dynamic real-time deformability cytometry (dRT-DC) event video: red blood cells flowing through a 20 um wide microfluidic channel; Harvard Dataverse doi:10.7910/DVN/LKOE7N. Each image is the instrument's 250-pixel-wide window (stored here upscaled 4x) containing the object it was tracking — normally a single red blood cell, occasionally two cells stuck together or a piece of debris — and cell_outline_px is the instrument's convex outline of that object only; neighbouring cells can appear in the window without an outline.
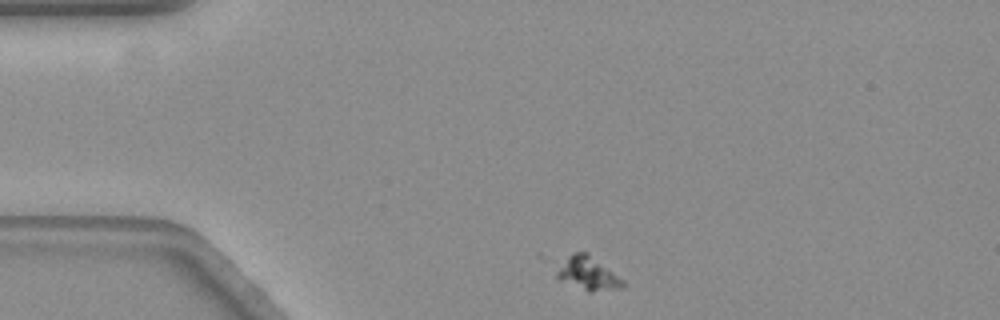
{"species": "common noctule bat (a hibernating species)", "species_latin": "Nyctalus noctula", "temperature_condition": "warm", "stored_images_in_passage": 50, "camera_frame_rate_fps": 3000, "um_per_image_px": 0.085, "animal": {"sex": "female", "body_mass_g": 19.3, "forearm_length_mm": 54.1}, "frame": {"image": 1, "passage_image": 1, "time_ms": 0.0, "image_size_px": [1000, 320], "cell_outline_px": [[624, 284], [612, 288], [592, 292], [588, 292], [556, 280], [556, 264], [560, 260], [572, 252], [588, 252], [624, 280]], "centroid_in_image_um": [49.84, 23.2], "position_along_channel_um": 35.2, "area_um2": 13.18}}
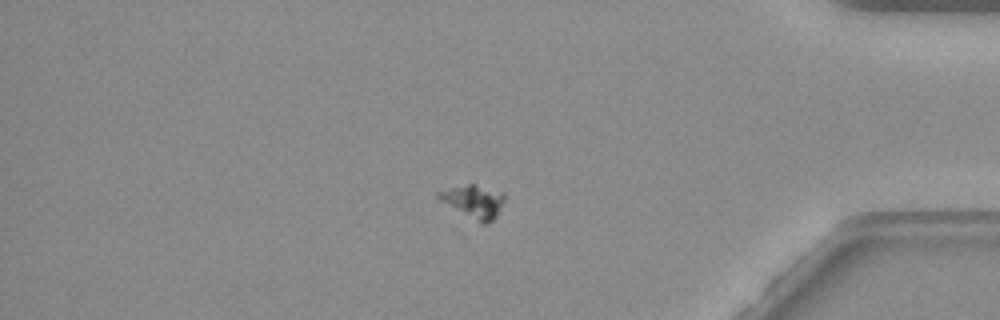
{"frame": {"image": 2, "passage_image": 41, "time_ms": 13.333, "image_size_px": [1000, 320], "cell_outline_px": [[504, 204], [496, 216], [488, 224], [480, 224], [440, 200], [436, 196], [436, 192], [468, 184], [476, 184], [504, 192]], "centroid_in_image_um": [40.31, 17.13], "position_along_channel_um": 394.9, "area_um2": 12.66}}
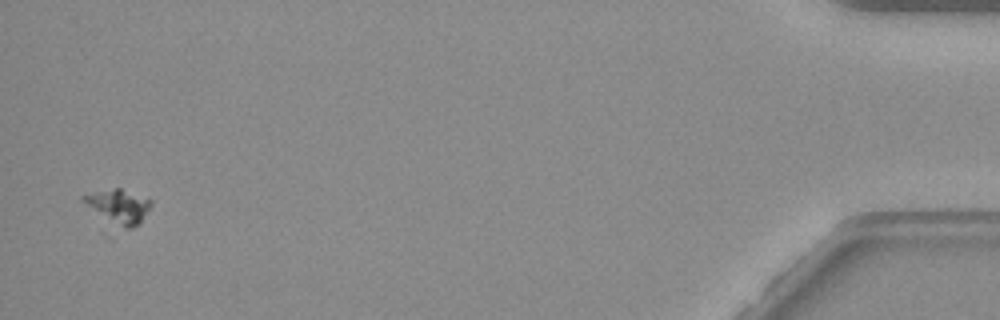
{"frame": {"image": 3, "passage_image": 49, "time_ms": 16.0, "image_size_px": [1000, 320], "cell_outline_px": [[152, 204], [140, 224], [132, 228], [124, 228], [80, 200], [80, 196], [96, 192], [116, 188], [120, 188], [152, 200]], "centroid_in_image_um": [10.15, 17.51], "position_along_channel_um": 425.1, "area_um2": 12.66}}